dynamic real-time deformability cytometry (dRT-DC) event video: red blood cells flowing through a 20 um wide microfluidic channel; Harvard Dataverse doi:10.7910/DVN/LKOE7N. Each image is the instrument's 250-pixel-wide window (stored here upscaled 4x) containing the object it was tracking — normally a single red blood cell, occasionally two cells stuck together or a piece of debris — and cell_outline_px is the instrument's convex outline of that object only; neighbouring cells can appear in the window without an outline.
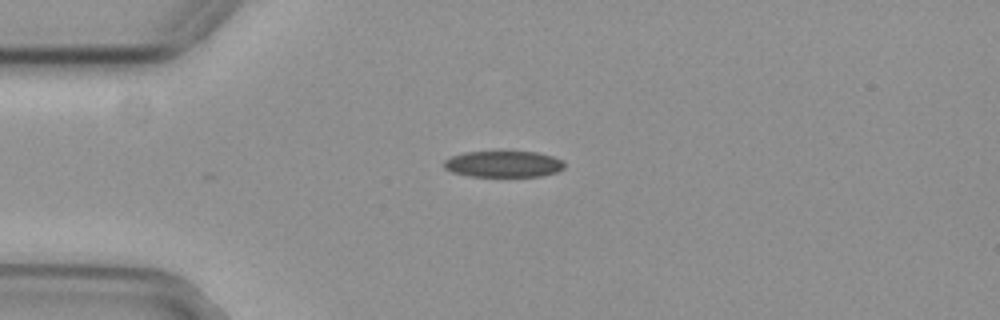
{"species": "common noctule bat (a hibernating species)", "species_latin": "Nyctalus noctula", "temperature_condition": "cold", "stored_images_in_passage": 35, "camera_frame_rate_fps": 3000, "um_per_image_px": 0.085, "animal": {"sex": "female", "body_mass_g": 29.2, "forearm_length_mm": 56.3}, "frame": {"image": 1, "passage_image": 1, "time_ms": 0.0, "image_size_px": [1000, 320], "cell_outline_px": [[564, 168], [556, 172], [540, 176], [468, 176], [452, 172], [444, 168], [444, 160], [452, 156], [464, 152], [536, 152], [552, 156], [564, 160]], "centroid_in_image_um": [42.79, 13.94], "position_along_channel_um": 42.2, "area_um2": 18.38}}
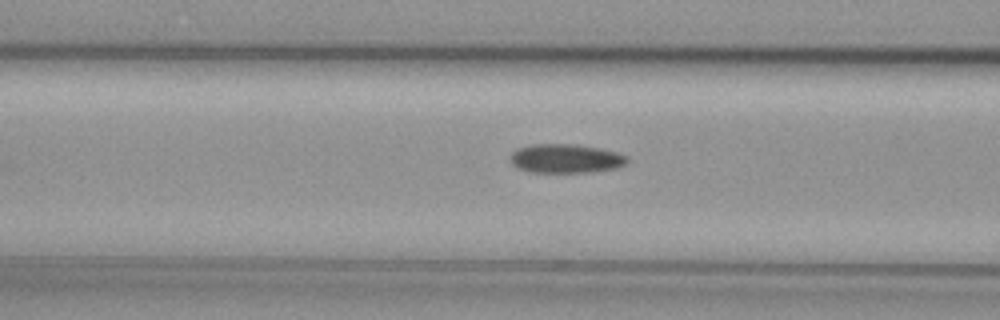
{"frame": {"image": 2, "passage_image": 9, "time_ms": 2.667, "image_size_px": [1000, 320], "cell_outline_px": [[628, 164], [616, 168], [592, 172], [532, 172], [516, 168], [508, 160], [508, 156], [516, 148], [528, 144], [576, 144], [600, 148], [616, 152], [628, 156]], "centroid_in_image_um": [48.05, 13.47], "position_along_channel_um": 118.6, "area_um2": 20.17}}
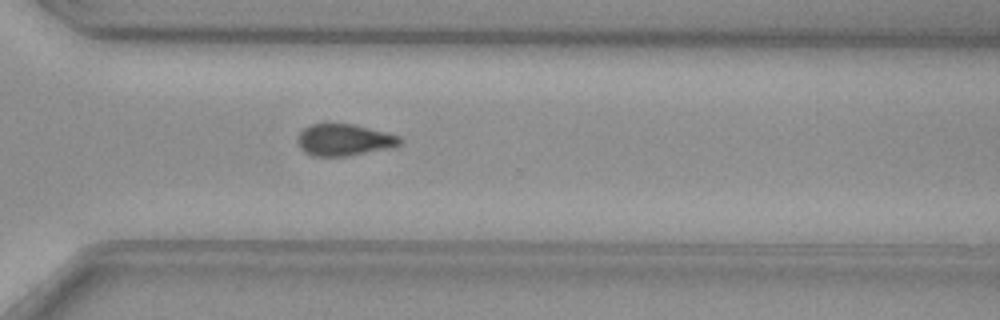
{"frame": {"image": 3, "passage_image": 27, "time_ms": 8.667, "image_size_px": [1000, 320], "cell_outline_px": [[400, 144], [388, 148], [348, 156], [312, 156], [304, 152], [300, 148], [296, 140], [300, 132], [304, 128], [312, 124], [324, 120], [328, 120], [352, 124], [400, 136]], "centroid_in_image_um": [29.15, 11.85], "position_along_channel_um": 341.4, "area_um2": 19.31}, "authors_computed_cell_mechanics": {"area_um2": 19.652, "velocity_mm_per_s": 3.722, "shape_relaxation_time_tau1_ms": 7.797, "shape_relaxation_time_tau2_ms": 11.3972, "deformation_change_tau1": 0.148, "deformation_change_tau2": 0.1605}}